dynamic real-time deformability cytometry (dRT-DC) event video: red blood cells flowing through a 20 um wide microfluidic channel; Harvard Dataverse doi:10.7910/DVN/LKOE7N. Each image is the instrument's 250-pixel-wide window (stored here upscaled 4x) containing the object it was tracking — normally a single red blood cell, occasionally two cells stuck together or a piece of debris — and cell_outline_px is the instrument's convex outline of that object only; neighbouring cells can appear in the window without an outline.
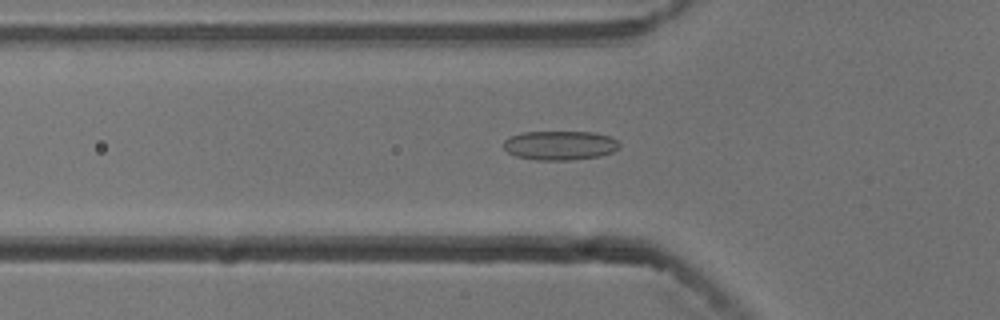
{"species": "common noctule bat (a hibernating species)", "species_latin": "Nyctalus noctula", "temperature_condition": "cold", "stored_images_in_passage": 53, "camera_frame_rate_fps": 3000, "um_per_image_px": 0.085, "animal": {"sex": "male", "body_mass_g": 13.3}, "frame": {"image": 1, "passage_image": 17, "time_ms": 5.333, "image_size_px": [1000, 320], "cell_outline_px": [[620, 148], [612, 152], [600, 156], [568, 160], [536, 160], [516, 156], [508, 152], [504, 148], [504, 140], [508, 136], [524, 132], [596, 132], [608, 136], [616, 140], [620, 144]], "centroid_in_image_um": [47.59, 12.35], "position_along_channel_um": 78.2, "area_um2": 19.77}}
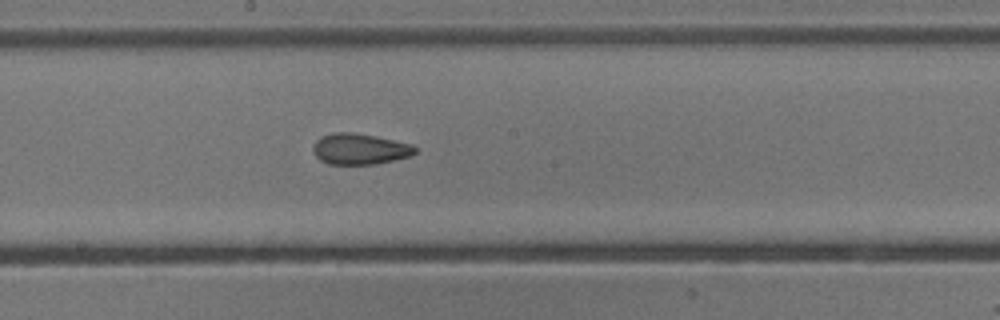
{"frame": {"image": 2, "passage_image": 28, "time_ms": 9.0, "image_size_px": [1000, 320], "cell_outline_px": [[416, 152], [412, 156], [376, 164], [328, 164], [320, 160], [312, 152], [312, 148], [316, 140], [320, 136], [336, 132], [352, 132], [376, 136], [412, 144], [416, 148]], "centroid_in_image_um": [30.57, 12.66], "position_along_channel_um": 217.6, "area_um2": 18.55}}
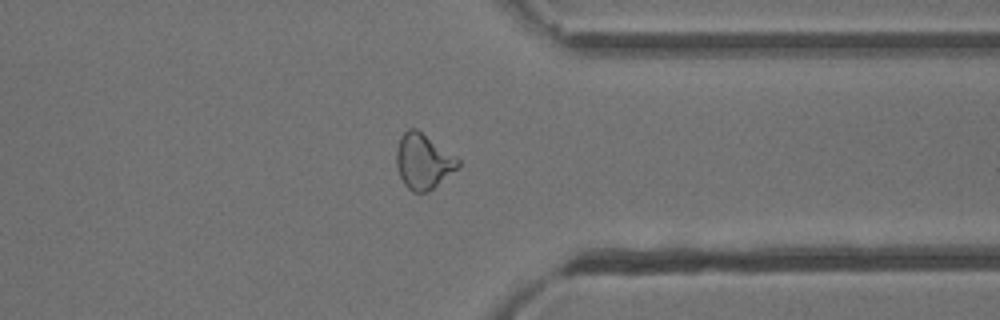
{"frame": {"image": 3, "passage_image": 41, "time_ms": 13.333, "image_size_px": [1000, 320], "cell_outline_px": [[460, 164], [456, 168], [428, 192], [412, 192], [404, 184], [400, 176], [396, 164], [396, 152], [400, 136], [408, 128], [416, 128], [456, 156], [460, 160]], "centroid_in_image_um": [35.95, 13.7], "position_along_channel_um": 375.5, "area_um2": 19.59}, "authors_computed_cell_mechanics": {"area_um2": 19.5942, "velocity_mm_per_s": 3.7611, "shape_relaxation_time_tau1_ms": null, "shape_relaxation_time_tau2_ms": 2.6124, "deformation_change_tau1": null, "deformation_change_tau2": 0.0882}}